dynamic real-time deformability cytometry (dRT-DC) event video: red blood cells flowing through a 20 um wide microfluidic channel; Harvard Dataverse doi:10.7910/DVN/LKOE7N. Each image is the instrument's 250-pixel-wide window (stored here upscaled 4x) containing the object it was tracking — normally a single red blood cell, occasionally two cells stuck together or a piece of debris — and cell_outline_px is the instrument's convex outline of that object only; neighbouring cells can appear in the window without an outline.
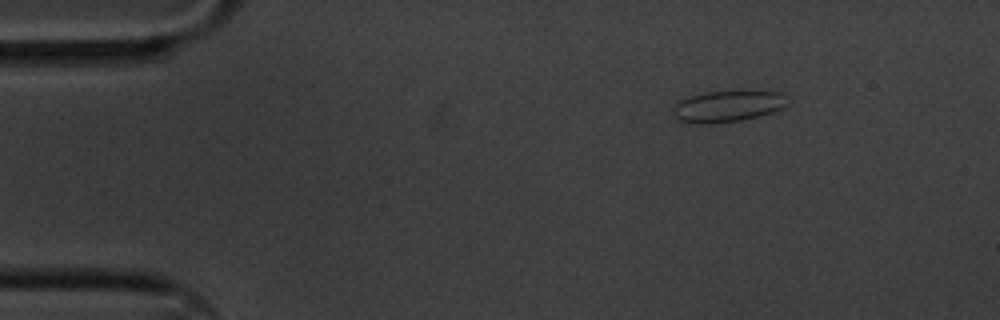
{"species": "common noctule bat (a hibernating species)", "species_latin": "Nyctalus noctula", "temperature_condition": "cold", "stored_images_in_passage": 8, "camera_frame_rate_fps": 3000, "um_per_image_px": 0.085, "animal": {"sex": "male", "body_mass_g": 20.1, "forearm_length_mm": 53.5}, "frame": {"image": 1, "passage_image": 1, "time_ms": 0.0, "image_size_px": [1000, 320], "cell_outline_px": [[792, 100], [788, 104], [772, 112], [760, 116], [740, 120], [716, 124], [692, 124], [676, 120], [672, 112], [672, 108], [676, 100], [688, 96], [704, 92], [780, 92]], "centroid_in_image_um": [61.77, 9.05], "position_along_channel_um": 23.2, "area_um2": 21.27}}
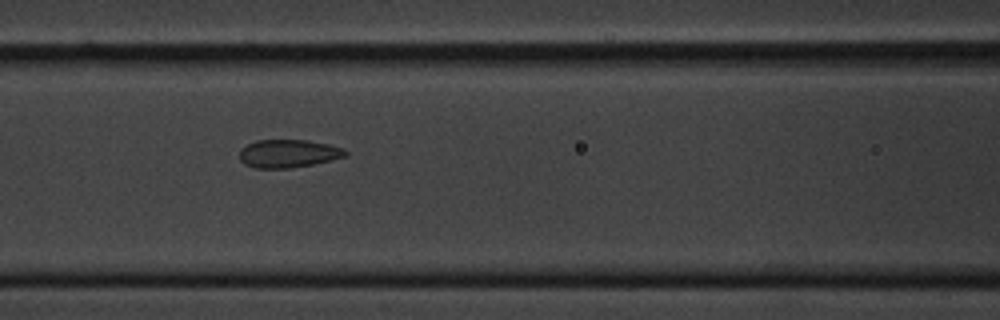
{"frame": {"image": 2, "passage_image": 6, "time_ms": 1.667, "image_size_px": [1000, 320], "cell_outline_px": [[348, 156], [332, 160], [312, 164], [288, 168], [256, 168], [244, 164], [240, 160], [240, 148], [256, 140], [308, 140], [328, 144], [344, 148], [348, 152]], "centroid_in_image_um": [24.52, 13.05], "position_along_channel_um": 142.1, "area_um2": 17.4}}
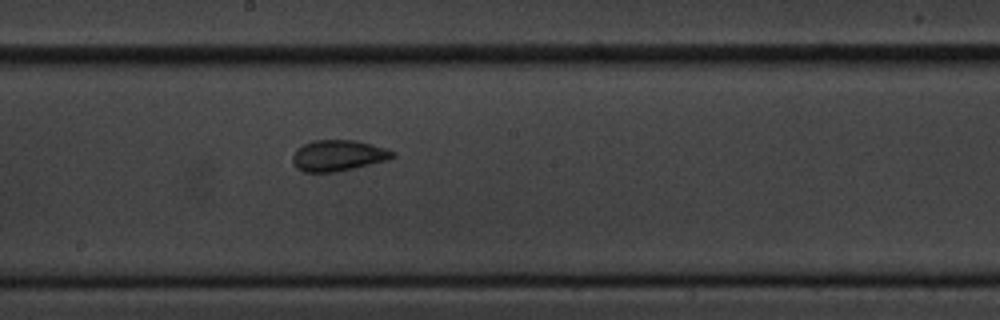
{"frame": {"image": 3, "passage_image": 8, "time_ms": 2.333, "image_size_px": [1000, 320], "cell_outline_px": [[396, 156], [388, 160], [336, 172], [304, 172], [296, 168], [292, 164], [292, 156], [296, 148], [312, 140], [356, 140], [384, 148], [396, 152]], "centroid_in_image_um": [28.71, 13.22], "position_along_channel_um": 219.5, "area_um2": 18.21}}